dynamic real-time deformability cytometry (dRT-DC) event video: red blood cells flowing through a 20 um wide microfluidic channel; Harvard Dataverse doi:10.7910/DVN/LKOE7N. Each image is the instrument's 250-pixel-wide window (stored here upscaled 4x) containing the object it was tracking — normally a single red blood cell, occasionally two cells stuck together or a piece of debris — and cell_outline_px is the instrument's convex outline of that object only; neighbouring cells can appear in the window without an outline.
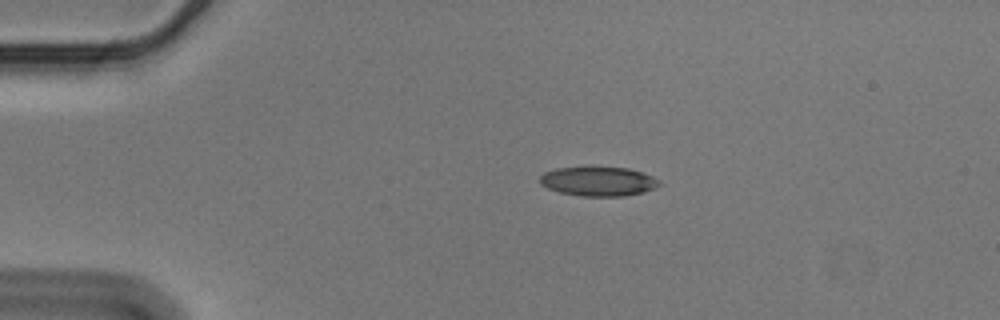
{"species": "Egyptian fruit bat (a non-hibernating species)", "species_latin": "Rousettus aegyptiacus", "temperature_condition": "cold", "stored_images_in_passage": 45, "camera_frame_rate_fps": 3000, "um_per_image_px": 0.085, "animal": {"sex": "male"}, "frame": {"image": 1, "passage_image": 1, "time_ms": 0.0, "image_size_px": [1000, 320], "cell_outline_px": [[660, 184], [656, 188], [644, 192], [624, 196], [580, 196], [560, 192], [548, 188], [540, 184], [540, 176], [544, 172], [556, 168], [628, 168], [644, 172], [660, 180]], "centroid_in_image_um": [50.89, 15.43], "position_along_channel_um": 34.1, "area_um2": 20.29}}
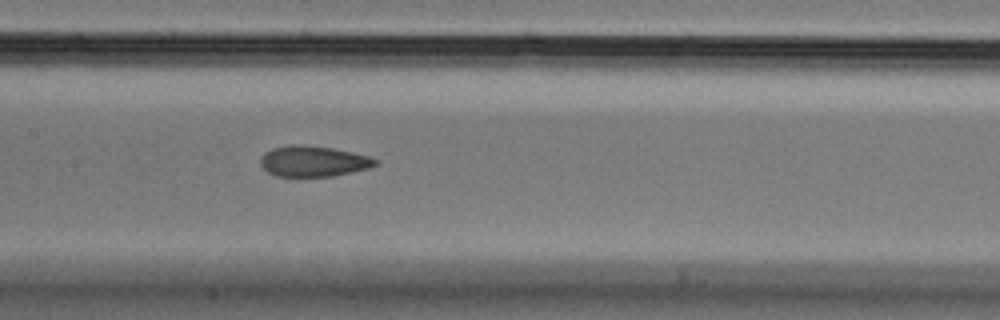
{"frame": {"image": 2, "passage_image": 17, "time_ms": 5.333, "image_size_px": [1000, 320], "cell_outline_px": [[380, 164], [368, 168], [332, 176], [276, 176], [268, 172], [260, 164], [260, 156], [264, 152], [272, 148], [292, 144], [300, 144], [332, 148], [352, 152], [368, 156], [376, 160]], "centroid_in_image_um": [26.6, 13.69], "position_along_channel_um": 180.8, "area_um2": 20.52}}
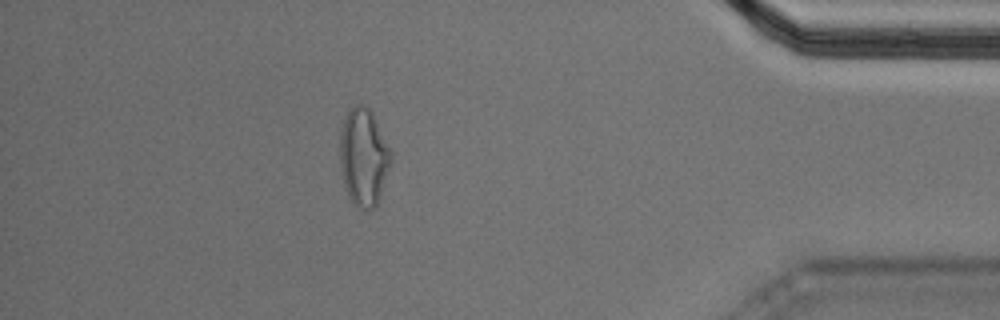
{"frame": {"image": 3, "passage_image": 39, "time_ms": 12.667, "image_size_px": [1000, 320], "cell_outline_px": [[392, 164], [380, 196], [376, 204], [368, 212], [352, 204], [344, 188], [340, 172], [340, 132], [344, 120], [348, 112], [356, 104], [364, 104], [372, 112], [392, 152]], "centroid_in_image_um": [30.91, 13.4], "position_along_channel_um": 404.3, "area_um2": 29.42}, "authors_computed_cell_mechanics": {"area_um2": 21.4438, "velocity_mm_per_s": 3.5895, "shape_relaxation_time_tau1_ms": 10.8875, "shape_relaxation_time_tau2_ms": 2.4807, "deformation_change_tau1": 0.2206, "deformation_change_tau2": 0.0895}}